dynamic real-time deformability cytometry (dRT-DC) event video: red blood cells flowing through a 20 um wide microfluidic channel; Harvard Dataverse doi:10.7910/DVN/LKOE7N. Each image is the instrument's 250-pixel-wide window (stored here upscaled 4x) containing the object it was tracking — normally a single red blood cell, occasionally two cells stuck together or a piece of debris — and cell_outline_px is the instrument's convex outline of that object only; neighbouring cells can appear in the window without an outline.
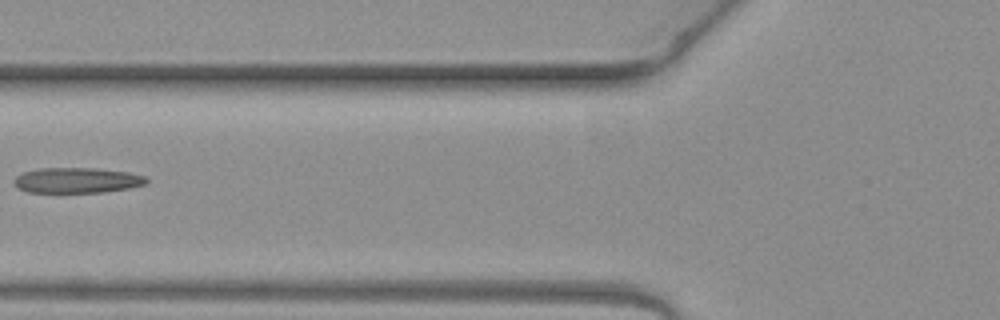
{"species": "common noctule bat (a hibernating species)", "species_latin": "Nyctalus noctula", "temperature_condition": "warm", "stored_images_in_passage": 6, "camera_frame_rate_fps": 3000, "um_per_image_px": 0.085, "animal": {"sex": "female", "body_mass_g": 19.3, "forearm_length_mm": 54.1}, "frame": {"image": 1, "passage_image": 6, "time_ms": 1.667, "image_size_px": [1000, 320], "cell_outline_px": [[148, 180], [144, 184], [128, 188], [104, 192], [28, 192], [16, 188], [12, 180], [16, 176], [24, 172], [40, 168], [96, 168], [128, 172], [144, 176]], "centroid_in_image_um": [6.49, 15.32], "position_along_channel_um": 119.3, "area_um2": 19.54}}